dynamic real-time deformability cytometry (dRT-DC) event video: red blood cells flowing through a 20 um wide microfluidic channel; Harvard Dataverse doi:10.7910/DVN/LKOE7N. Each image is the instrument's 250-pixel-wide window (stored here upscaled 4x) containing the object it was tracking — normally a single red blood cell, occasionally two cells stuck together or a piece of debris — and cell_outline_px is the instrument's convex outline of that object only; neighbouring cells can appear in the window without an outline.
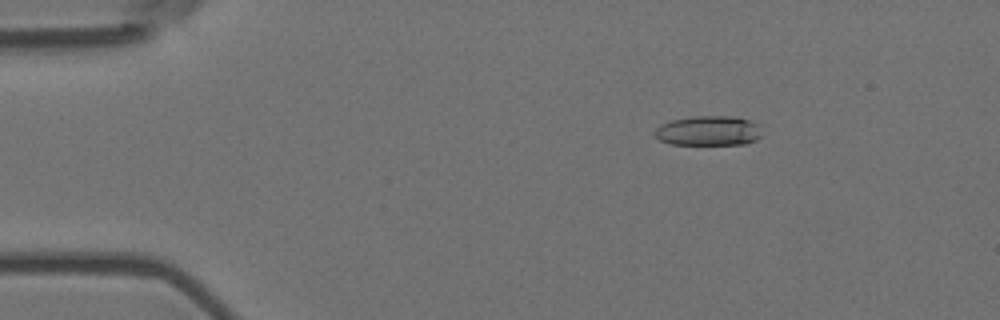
{"species": "Egyptian fruit bat (a non-hibernating species)", "species_latin": "Rousettus aegyptiacus", "temperature_condition": "room temperature", "stored_images_in_passage": 5, "camera_frame_rate_fps": 3000, "um_per_image_px": 0.085, "animal": {"sex": "female"}, "frame": {"image": 1, "passage_image": 3, "time_ms": 0.667, "image_size_px": [1000, 320], "cell_outline_px": [[760, 136], [756, 140], [744, 144], [672, 144], [660, 140], [652, 132], [660, 124], [672, 120], [692, 116], [736, 116], [760, 124]], "centroid_in_image_um": [60.22, 11.1], "position_along_channel_um": 24.8, "area_um2": 18.67}}